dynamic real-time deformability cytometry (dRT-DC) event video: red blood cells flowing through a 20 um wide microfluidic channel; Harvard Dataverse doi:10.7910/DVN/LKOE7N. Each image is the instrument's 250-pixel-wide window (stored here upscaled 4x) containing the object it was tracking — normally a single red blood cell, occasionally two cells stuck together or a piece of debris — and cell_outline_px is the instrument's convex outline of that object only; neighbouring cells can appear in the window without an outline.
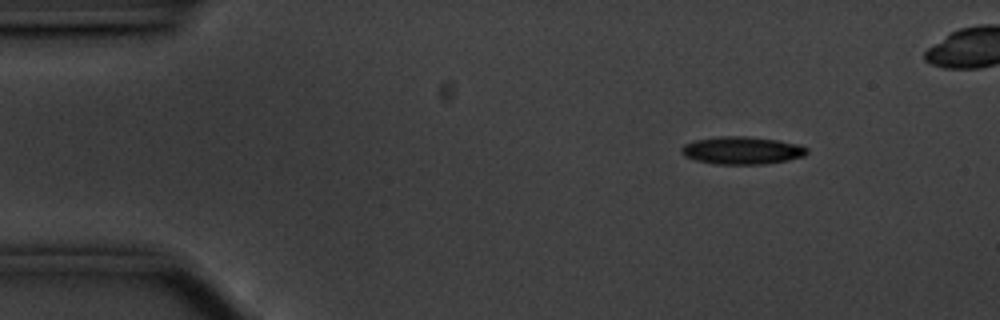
{"species": "common noctule bat (a hibernating species)", "species_latin": "Nyctalus noctula", "temperature_condition": "cold", "stored_images_in_passage": 46, "camera_frame_rate_fps": 3000, "um_per_image_px": 0.085, "animal": {"sex": "male", "body_mass_g": 20.1, "forearm_length_mm": 53.5}, "frame": {"image": 1, "passage_image": 1, "time_ms": 0.0, "image_size_px": [1000, 320], "cell_outline_px": [[808, 152], [804, 156], [788, 160], [764, 164], [716, 164], [696, 160], [684, 156], [680, 152], [680, 148], [684, 144], [696, 140], [720, 136], [744, 136], [776, 140], [796, 144], [808, 148]], "centroid_in_image_um": [63.04, 12.79], "position_along_channel_um": 22.0, "area_um2": 20.11}}
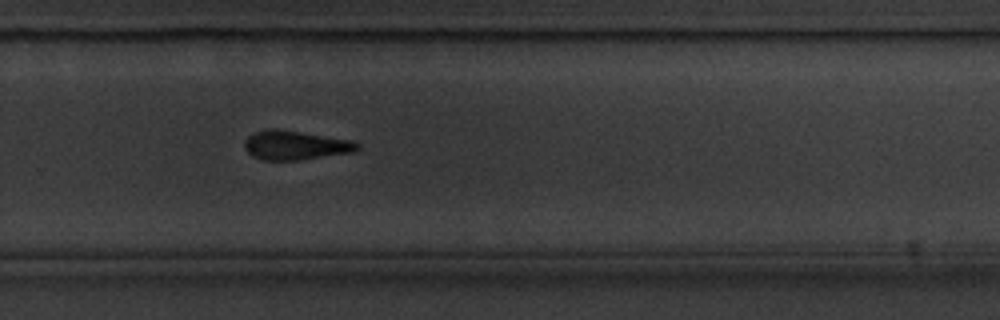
{"frame": {"image": 2, "passage_image": 31, "time_ms": 10.0, "image_size_px": [1000, 320], "cell_outline_px": [[360, 148], [356, 152], [300, 160], [260, 160], [252, 156], [244, 148], [244, 140], [248, 136], [256, 132], [268, 128], [276, 128], [352, 140], [360, 144]], "centroid_in_image_um": [25.12, 12.35], "position_along_channel_um": 304.7, "area_um2": 19.42}}
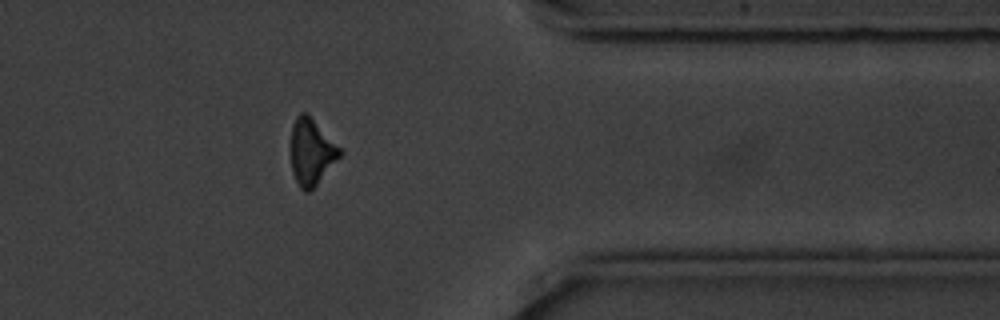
{"frame": {"image": 3, "passage_image": 39, "time_ms": 12.667, "image_size_px": [1000, 320], "cell_outline_px": [[344, 152], [316, 184], [308, 192], [304, 192], [300, 188], [292, 172], [292, 124], [296, 116], [300, 112], [308, 112], [344, 148]], "centroid_in_image_um": [26.53, 12.83], "position_along_channel_um": 384.9, "area_um2": 19.25}, "authors_computed_cell_mechanics": {"area_um2": 19.8254, "velocity_mm_per_s": 3.545, "shape_relaxation_time_tau1_ms": null, "shape_relaxation_time_tau2_ms": 7.6411, "deformation_change_tau1": null, "deformation_change_tau2": 0.1775}}